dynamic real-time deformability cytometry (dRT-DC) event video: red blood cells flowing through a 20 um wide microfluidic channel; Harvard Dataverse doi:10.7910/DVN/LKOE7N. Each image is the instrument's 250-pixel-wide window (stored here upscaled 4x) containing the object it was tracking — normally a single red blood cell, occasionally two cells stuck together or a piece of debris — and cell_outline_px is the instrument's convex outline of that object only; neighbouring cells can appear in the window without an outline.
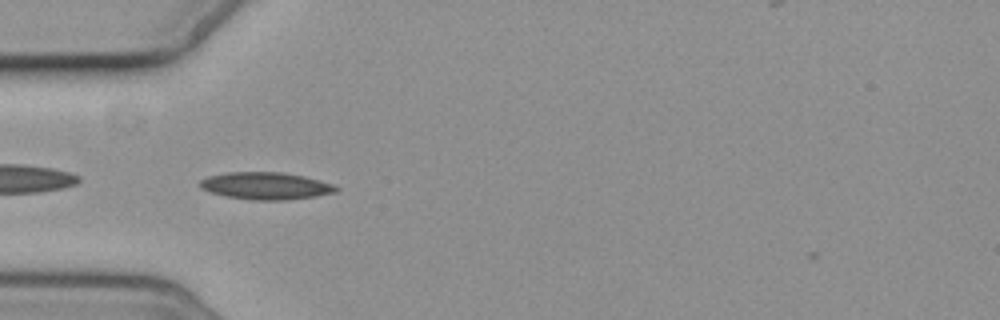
{"species": "common noctule bat (a hibernating species)", "species_latin": "Nyctalus noctula", "temperature_condition": "cold", "stored_images_in_passage": 3, "camera_frame_rate_fps": 3000, "um_per_image_px": 0.085, "animal": {"sex": "female", "body_mass_g": 19.3, "forearm_length_mm": 54.1}, "frame": {"image": 1, "passage_image": 3, "time_ms": 4.0, "image_size_px": [1000, 320], "cell_outline_px": [[340, 188], [336, 192], [316, 196], [284, 200], [252, 200], [224, 196], [200, 188], [200, 180], [208, 176], [228, 172], [284, 172], [304, 176], [332, 184]], "centroid_in_image_um": [22.59, 15.79], "position_along_channel_um": 62.4, "area_um2": 21.56}}